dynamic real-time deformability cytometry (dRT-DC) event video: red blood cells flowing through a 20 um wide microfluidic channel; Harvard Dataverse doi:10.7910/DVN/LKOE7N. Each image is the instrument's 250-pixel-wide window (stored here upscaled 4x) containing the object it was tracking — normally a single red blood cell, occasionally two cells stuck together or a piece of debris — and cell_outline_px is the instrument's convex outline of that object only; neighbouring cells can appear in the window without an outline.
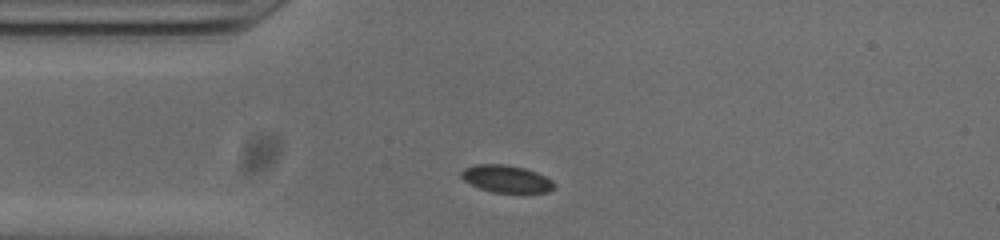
{"species": "common noctule bat (a hibernating species)", "species_latin": "Nyctalus noctula", "temperature_condition": "cold", "stored_images_in_passage": 21, "camera_frame_rate_fps": 3000, "um_per_image_px": 0.085, "animal": {"sex": "male", "body_mass_g": 20.0, "forearm_length_mm": 53.3}, "frame": {"image": 1, "passage_image": 1, "time_ms": 0.0, "image_size_px": [1000, 240], "cell_outline_px": [[556, 188], [548, 192], [492, 192], [480, 188], [464, 180], [460, 176], [460, 172], [464, 168], [476, 164], [504, 164], [524, 168], [536, 172], [552, 180], [556, 184]], "centroid_in_image_um": [43.05, 15.2], "position_along_channel_um": 42.0, "area_um2": 14.74}}
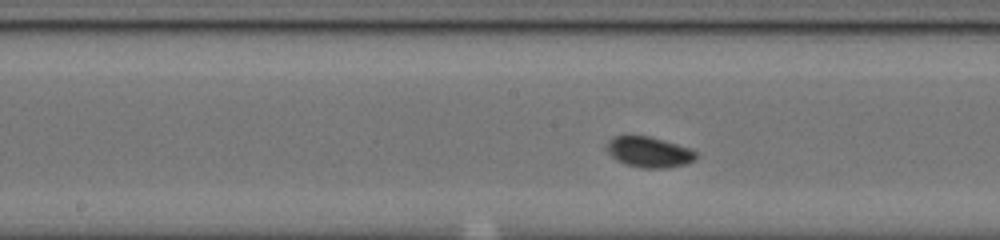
{"frame": {"image": 2, "passage_image": 14, "time_ms": 4.333, "image_size_px": [1000, 240], "cell_outline_px": [[700, 156], [696, 160], [684, 164], [668, 168], [640, 168], [616, 160], [608, 152], [608, 140], [616, 136], [648, 136], [676, 144], [688, 148], [696, 152]], "centroid_in_image_um": [55.21, 12.94], "position_along_channel_um": 193.0, "area_um2": 15.72}}
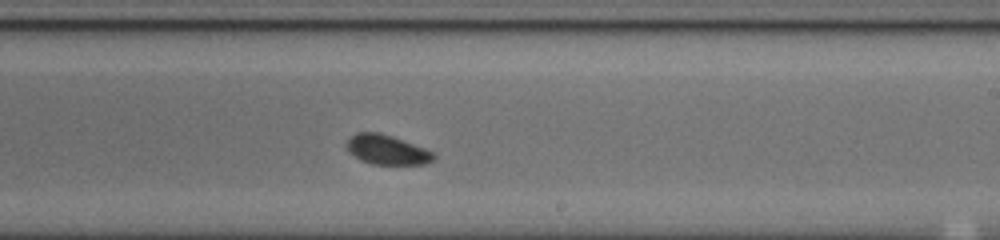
{"frame": {"image": 3, "passage_image": 19, "time_ms": 6.0, "image_size_px": [1000, 240], "cell_outline_px": [[436, 156], [432, 160], [424, 164], [372, 164], [360, 160], [344, 144], [356, 132], [380, 132], [392, 136], [424, 148], [432, 152]], "centroid_in_image_um": [32.88, 12.72], "position_along_channel_um": 256.1, "area_um2": 14.74}}